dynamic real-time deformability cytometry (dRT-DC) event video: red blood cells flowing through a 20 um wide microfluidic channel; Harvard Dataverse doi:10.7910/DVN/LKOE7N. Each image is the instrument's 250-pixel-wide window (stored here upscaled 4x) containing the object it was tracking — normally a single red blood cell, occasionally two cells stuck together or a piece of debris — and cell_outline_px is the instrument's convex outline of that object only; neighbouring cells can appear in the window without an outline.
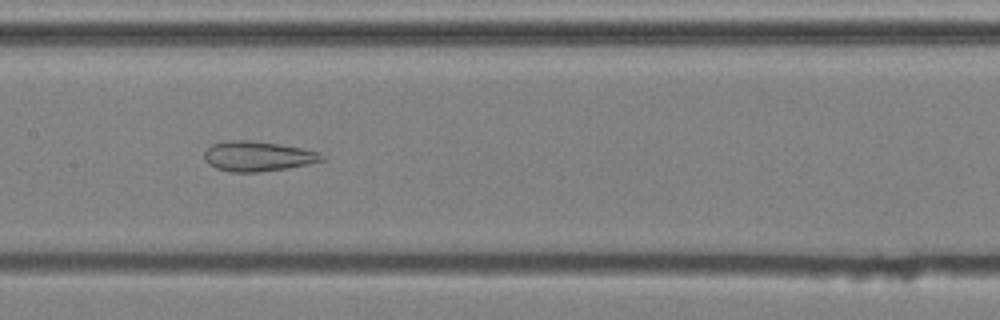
{"species": "common noctule bat (a hibernating species)", "species_latin": "Nyctalus noctula", "temperature_condition": "cold", "stored_images_in_passage": 50, "camera_frame_rate_fps": 3000, "um_per_image_px": 0.085, "animal": {"sex": "male", "body_mass_g": 20.4}, "frame": {"image": 1, "passage_image": 26, "time_ms": 8.333, "image_size_px": [1000, 320], "cell_outline_px": [[324, 160], [308, 164], [288, 168], [260, 172], [232, 172], [216, 168], [208, 164], [204, 160], [204, 152], [212, 144], [224, 140], [252, 140], [300, 148], [320, 152], [324, 156]], "centroid_in_image_um": [21.88, 13.28], "position_along_channel_um": 185.5, "area_um2": 20.58}}
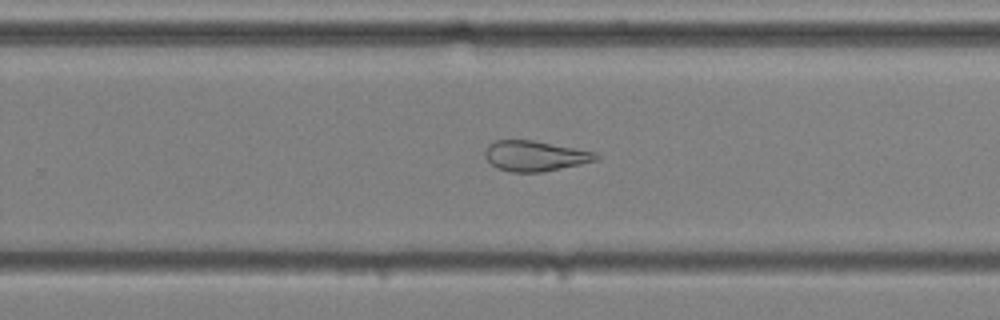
{"frame": {"image": 2, "passage_image": 34, "time_ms": 11.0, "image_size_px": [1000, 320], "cell_outline_px": [[600, 160], [544, 172], [508, 172], [496, 168], [484, 156], [484, 152], [488, 144], [496, 140], [532, 140], [596, 152], [600, 156]], "centroid_in_image_um": [45.48, 13.26], "position_along_channel_um": 284.3, "area_um2": 19.83}}
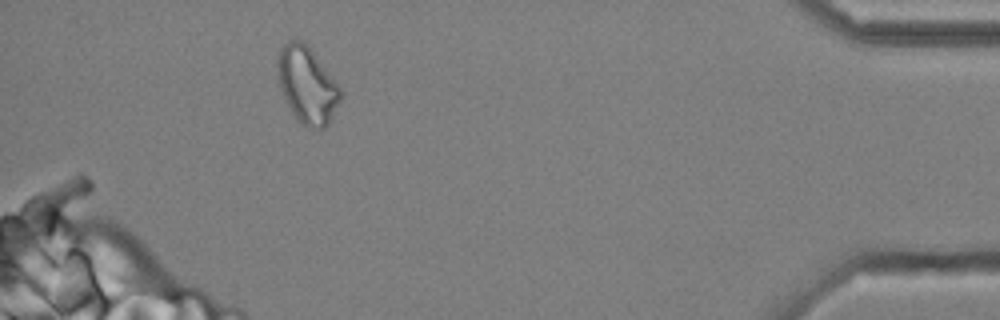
{"frame": {"image": 3, "passage_image": 48, "time_ms": 15.667, "image_size_px": [1000, 320], "cell_outline_px": [[340, 100], [328, 124], [324, 128], [308, 128], [292, 112], [280, 88], [276, 60], [280, 48], [288, 40], [304, 40], [312, 48], [340, 88]], "centroid_in_image_um": [26.09, 7.16], "position_along_channel_um": 409.1, "area_um2": 27.8}, "authors_computed_cell_mechanics": {"area_um2": 25.7788, "velocity_mm_per_s": 3.7246, "shape_relaxation_time_tau1_ms": null, "shape_relaxation_time_tau2_ms": 2.6336, "deformation_change_tau1": null, "deformation_change_tau2": 0.128}}